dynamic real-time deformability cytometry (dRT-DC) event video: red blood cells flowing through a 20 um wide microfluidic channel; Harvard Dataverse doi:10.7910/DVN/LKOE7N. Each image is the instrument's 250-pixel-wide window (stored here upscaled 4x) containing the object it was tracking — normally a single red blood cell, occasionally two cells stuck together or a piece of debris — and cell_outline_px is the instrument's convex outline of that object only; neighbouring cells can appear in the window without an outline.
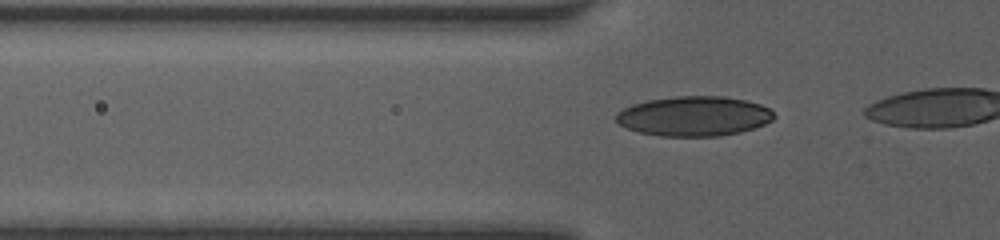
{"species": "human", "species_latin": "Homo sapiens", "temperature_condition": "room temperature", "stored_images_in_passage": 16, "camera_frame_rate_fps": 3000, "um_per_image_px": 0.085, "donor": {"sex": "female"}, "frame": {"image": 1, "passage_image": 13, "time_ms": 4.0, "image_size_px": [1000, 240], "cell_outline_px": [[776, 116], [772, 120], [764, 124], [740, 132], [716, 136], [660, 136], [640, 132], [628, 128], [620, 124], [616, 120], [616, 112], [632, 104], [648, 100], [676, 96], [724, 96], [744, 100], [760, 104], [768, 108]], "centroid_in_image_um": [58.98, 9.87], "position_along_channel_um": 66.8, "area_um2": 36.41}}